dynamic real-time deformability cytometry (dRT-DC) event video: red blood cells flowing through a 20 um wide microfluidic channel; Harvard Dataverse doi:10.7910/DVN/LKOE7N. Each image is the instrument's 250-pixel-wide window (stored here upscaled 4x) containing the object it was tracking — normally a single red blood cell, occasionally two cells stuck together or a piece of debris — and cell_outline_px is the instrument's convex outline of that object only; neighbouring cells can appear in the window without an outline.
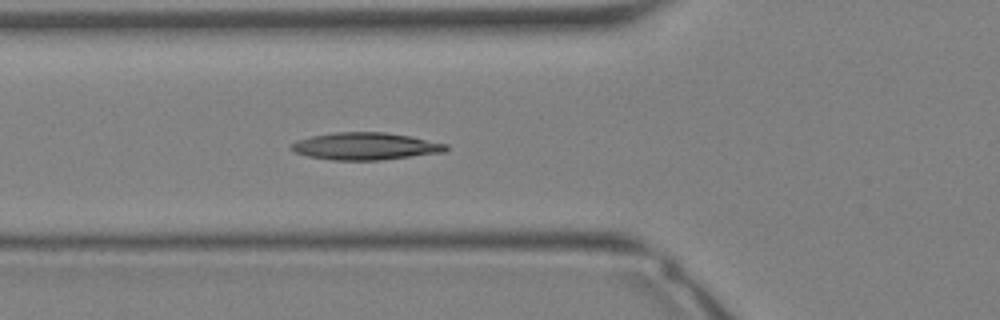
{"species": "Egyptian fruit bat (a non-hibernating species)", "species_latin": "Rousettus aegyptiacus", "temperature_condition": "warm", "stored_images_in_passage": 35, "camera_frame_rate_fps": 3000, "um_per_image_px": 0.085, "animal": {"sex": "female"}, "frame": {"image": 1, "passage_image": 13, "time_ms": 4.0, "image_size_px": [1000, 320], "cell_outline_px": [[448, 148], [444, 152], [380, 160], [332, 160], [308, 156], [296, 152], [288, 148], [296, 140], [312, 136], [336, 132], [384, 132], [408, 136], [448, 144]], "centroid_in_image_um": [31.04, 12.43], "position_along_channel_um": 94.8, "area_um2": 24.39}}
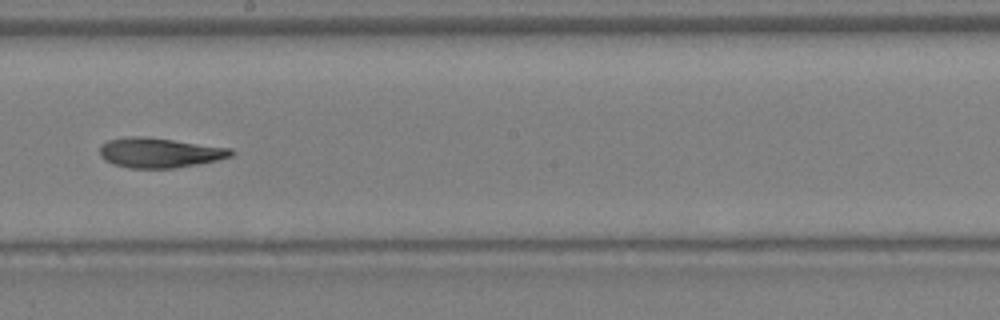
{"frame": {"image": 2, "passage_image": 20, "time_ms": 6.333, "image_size_px": [1000, 320], "cell_outline_px": [[236, 152], [232, 156], [216, 160], [196, 164], [172, 168], [128, 168], [112, 164], [104, 160], [100, 156], [100, 148], [108, 140], [128, 136], [144, 136], [232, 148]], "centroid_in_image_um": [13.55, 12.98], "position_along_channel_um": 234.6, "area_um2": 22.83}}
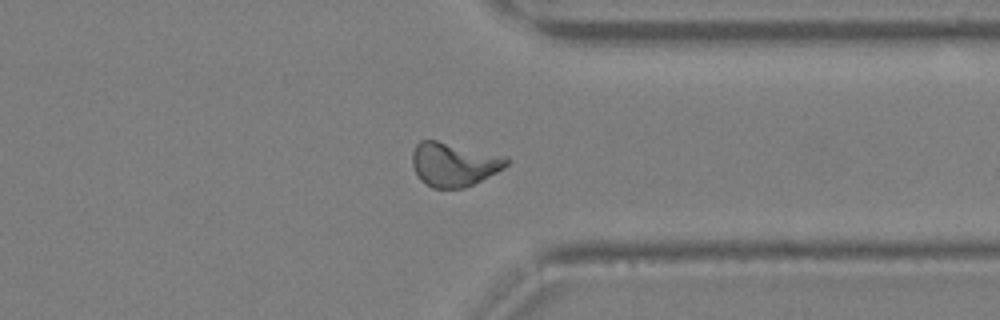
{"frame": {"image": 3, "passage_image": 27, "time_ms": 8.667, "image_size_px": [1000, 320], "cell_outline_px": [[508, 164], [504, 168], [464, 188], [432, 188], [420, 180], [412, 164], [412, 152], [416, 144], [420, 140], [436, 140], [508, 156]], "centroid_in_image_um": [38.57, 13.95], "position_along_channel_um": 372.8, "area_um2": 24.04}}